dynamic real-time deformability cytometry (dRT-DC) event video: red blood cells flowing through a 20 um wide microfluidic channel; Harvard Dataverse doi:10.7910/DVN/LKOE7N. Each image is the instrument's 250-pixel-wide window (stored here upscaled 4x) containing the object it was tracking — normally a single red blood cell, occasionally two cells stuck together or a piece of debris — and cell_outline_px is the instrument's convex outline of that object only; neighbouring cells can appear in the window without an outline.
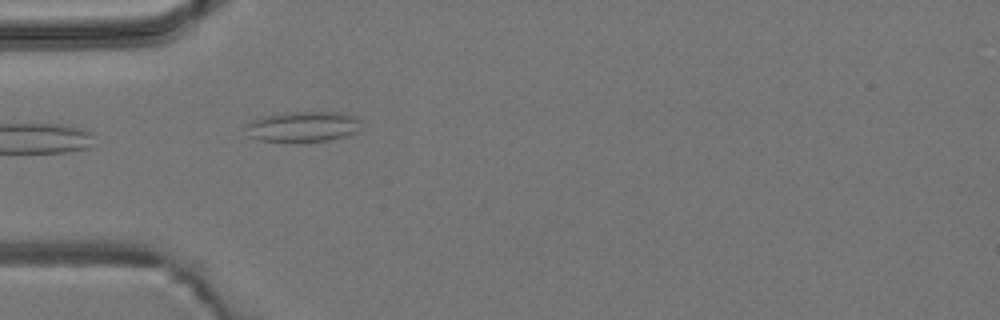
{"species": "common noctule bat (a hibernating species)", "species_latin": "Nyctalus noctula", "temperature_condition": "room temperature", "stored_images_in_passage": 5, "camera_frame_rate_fps": 3000, "um_per_image_px": 0.085, "animal": {"sex": "male", "body_mass_g": 19.2, "forearm_length_mm": 51.8}, "frame": {"image": 1, "passage_image": 5, "time_ms": 4.667, "image_size_px": [1000, 320], "cell_outline_px": [[360, 120], [356, 132], [344, 136], [328, 140], [256, 140], [248, 136], [248, 124], [252, 120], [264, 116], [284, 112], [344, 112], [356, 116]], "centroid_in_image_um": [25.77, 10.72], "position_along_channel_um": 59.2, "area_um2": 19.94}}